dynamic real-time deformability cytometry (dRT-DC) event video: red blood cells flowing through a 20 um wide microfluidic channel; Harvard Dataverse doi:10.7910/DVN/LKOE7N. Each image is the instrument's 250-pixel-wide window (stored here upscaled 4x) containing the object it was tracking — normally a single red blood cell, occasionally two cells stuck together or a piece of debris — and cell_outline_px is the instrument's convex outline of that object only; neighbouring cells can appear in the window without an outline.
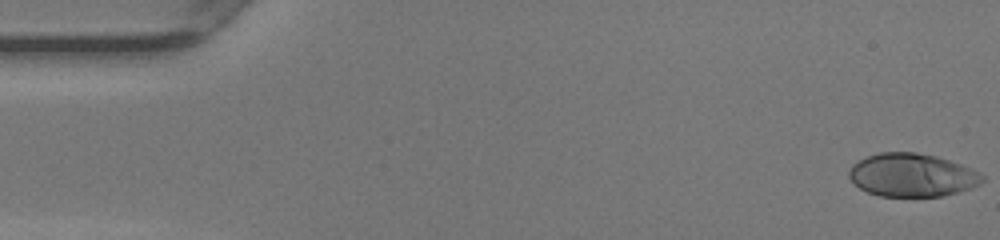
{"species": "human", "species_latin": "Homo sapiens", "temperature_condition": "warm", "stored_images_in_passage": 49, "camera_frame_rate_fps": 3000, "um_per_image_px": 0.085, "donor": {"sex": "female"}, "frame": {"image": 1, "passage_image": 1, "time_ms": 0.0, "image_size_px": [1000, 240], "cell_outline_px": [[984, 180], [980, 184], [972, 188], [944, 196], [880, 196], [868, 192], [860, 188], [848, 176], [848, 172], [852, 164], [868, 156], [880, 152], [916, 152], [936, 156], [972, 168], [984, 176]], "centroid_in_image_um": [77.54, 14.88], "position_along_channel_um": 7.5, "area_um2": 33.52}}
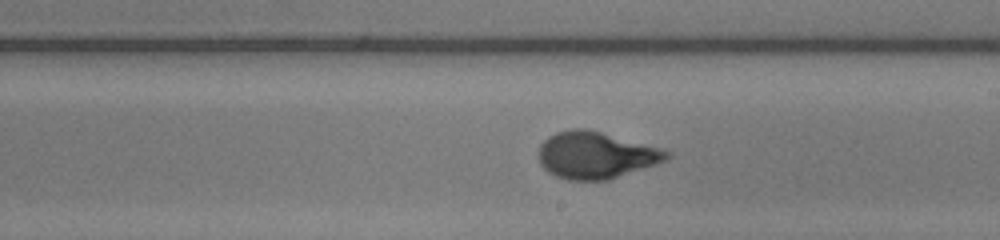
{"frame": {"image": 2, "passage_image": 28, "time_ms": 9.0, "image_size_px": [1000, 240], "cell_outline_px": [[672, 156], [668, 160], [608, 180], [568, 180], [556, 176], [548, 172], [540, 164], [540, 144], [548, 136], [556, 132], [572, 128], [584, 128], [600, 132], [660, 148], [672, 152]], "centroid_in_image_um": [50.65, 13.19], "position_along_channel_um": 238.3, "area_um2": 34.8}}
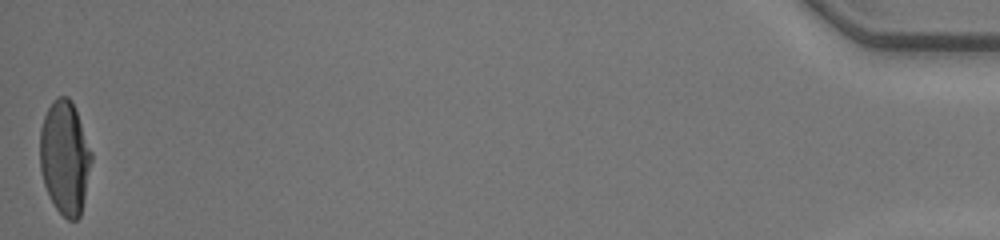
{"frame": {"image": 3, "passage_image": 49, "time_ms": 16.0, "image_size_px": [1000, 240], "cell_outline_px": [[92, 160], [80, 216], [76, 220], [68, 220], [56, 208], [44, 184], [40, 168], [40, 128], [44, 116], [52, 100], [56, 96], [68, 96], [72, 100], [92, 152]], "centroid_in_image_um": [5.5, 13.35], "position_along_channel_um": 429.7, "area_um2": 33.99}, "authors_computed_cell_mechanics": {"area_um2": 33.8708, "velocity_mm_per_s": 4.2192, "shape_relaxation_time_tau1_ms": 4.9129, "shape_relaxation_time_tau2_ms": null, "deformation_change_tau1": 0.2599, "deformation_change_tau2": null}}